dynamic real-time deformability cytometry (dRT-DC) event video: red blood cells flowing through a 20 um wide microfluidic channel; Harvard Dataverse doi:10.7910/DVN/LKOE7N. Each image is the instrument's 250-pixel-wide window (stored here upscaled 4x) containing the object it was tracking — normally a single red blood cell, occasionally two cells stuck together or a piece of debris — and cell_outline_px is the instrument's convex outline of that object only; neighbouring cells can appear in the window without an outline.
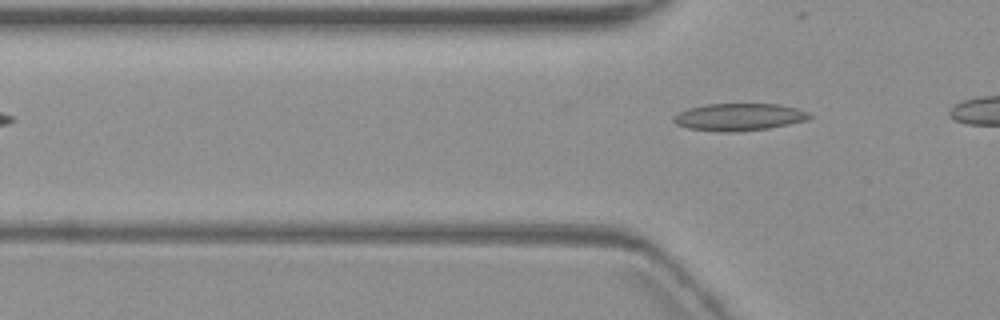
{"species": "common noctule bat (a hibernating species)", "species_latin": "Nyctalus noctula", "temperature_condition": "warm", "stored_images_in_passage": 3, "camera_frame_rate_fps": 3000, "um_per_image_px": 0.085, "animal": {"sex": "female", "body_mass_g": 19.3, "forearm_length_mm": 54.1}, "frame": {"image": 1, "passage_image": 2, "time_ms": 2.0, "image_size_px": [1000, 320], "cell_outline_px": [[812, 116], [804, 120], [788, 124], [768, 128], [732, 132], [724, 132], [688, 128], [676, 124], [672, 120], [672, 116], [688, 108], [708, 104], [780, 104], [796, 108], [808, 112]], "centroid_in_image_um": [62.78, 9.94], "position_along_channel_um": 63.0, "area_um2": 21.39}}